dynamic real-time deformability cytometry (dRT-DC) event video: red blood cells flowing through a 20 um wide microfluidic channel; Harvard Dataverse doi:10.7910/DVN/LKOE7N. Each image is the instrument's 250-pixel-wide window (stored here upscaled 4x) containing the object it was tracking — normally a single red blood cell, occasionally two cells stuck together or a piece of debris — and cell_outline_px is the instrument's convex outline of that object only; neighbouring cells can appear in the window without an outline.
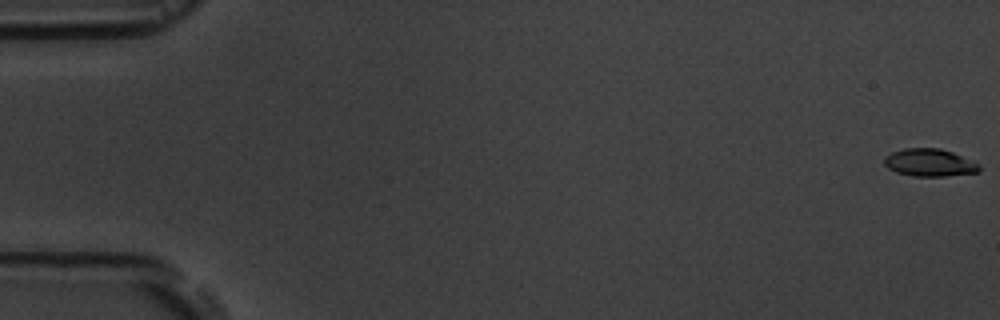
{"species": "common noctule bat (a hibernating species)", "species_latin": "Nyctalus noctula", "temperature_condition": "room temperature", "stored_images_in_passage": 6, "camera_frame_rate_fps": 3000, "um_per_image_px": 0.085, "animal": {"sex": "male", "body_mass_g": 19.5, "forearm_length_mm": 54.6}, "frame": {"image": 1, "passage_image": 1, "time_ms": 0.0, "image_size_px": [1000, 320], "cell_outline_px": [[980, 172], [944, 176], [912, 176], [896, 172], [888, 168], [884, 164], [884, 156], [892, 152], [904, 148], [940, 148], [976, 160], [980, 168]], "centroid_in_image_um": [79.03, 13.82], "position_along_channel_um": 6.0, "area_um2": 15.49}}
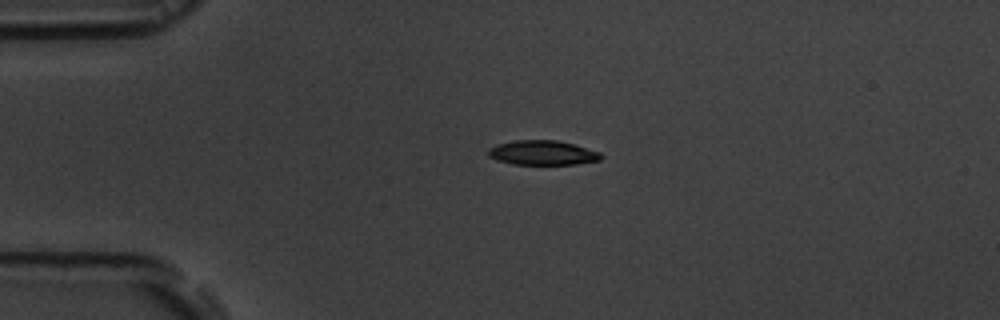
{"frame": {"image": 2, "passage_image": 5, "time_ms": 4.333, "image_size_px": [1000, 320], "cell_outline_px": [[604, 156], [600, 160], [576, 164], [512, 164], [496, 160], [488, 156], [488, 148], [500, 144], [516, 140], [556, 140], [576, 144], [600, 152]], "centroid_in_image_um": [46.15, 12.98], "position_along_channel_um": 38.9, "area_um2": 16.18}}